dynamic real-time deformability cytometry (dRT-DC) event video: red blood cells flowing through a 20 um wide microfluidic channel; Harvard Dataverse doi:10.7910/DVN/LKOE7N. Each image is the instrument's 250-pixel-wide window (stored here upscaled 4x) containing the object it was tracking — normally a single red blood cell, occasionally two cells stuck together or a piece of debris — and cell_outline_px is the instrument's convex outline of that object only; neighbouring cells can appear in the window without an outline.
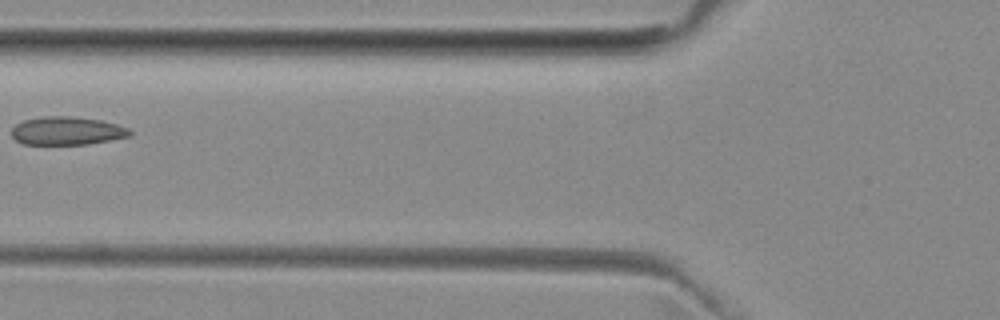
{"species": "common noctule bat (a hibernating species)", "species_latin": "Nyctalus noctula", "temperature_condition": "room temperature", "stored_images_in_passage": 6, "camera_frame_rate_fps": 3000, "um_per_image_px": 0.085, "animal": {"sex": "female", "body_mass_g": 29.2, "forearm_length_mm": 56.3}, "frame": {"image": 1, "passage_image": 5, "time_ms": 5.667, "image_size_px": [1000, 320], "cell_outline_px": [[132, 136], [88, 144], [24, 144], [16, 140], [12, 136], [12, 128], [16, 124], [24, 120], [44, 116], [68, 116], [100, 120], [116, 124], [128, 128], [132, 132]], "centroid_in_image_um": [5.7, 11.12], "position_along_channel_um": 120.1, "area_um2": 19.36}}
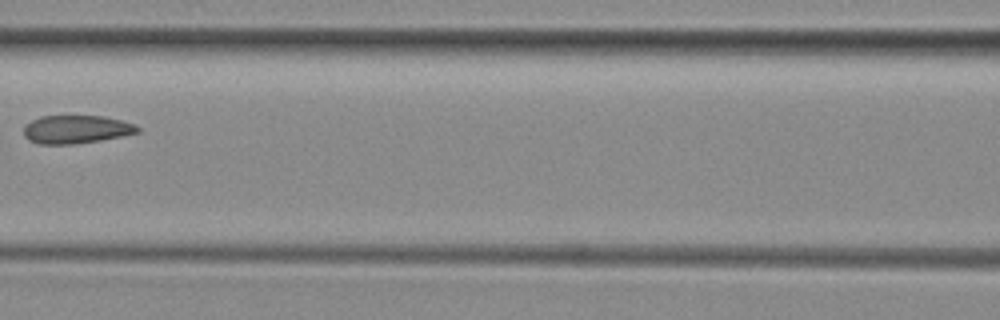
{"frame": {"image": 2, "passage_image": 6, "time_ms": 6.667, "image_size_px": [1000, 320], "cell_outline_px": [[140, 132], [100, 140], [72, 144], [40, 144], [28, 140], [24, 136], [24, 128], [32, 120], [40, 116], [104, 116], [124, 120], [136, 124], [140, 128]], "centroid_in_image_um": [6.51, 10.99], "position_along_channel_um": 160.1, "area_um2": 18.73}}